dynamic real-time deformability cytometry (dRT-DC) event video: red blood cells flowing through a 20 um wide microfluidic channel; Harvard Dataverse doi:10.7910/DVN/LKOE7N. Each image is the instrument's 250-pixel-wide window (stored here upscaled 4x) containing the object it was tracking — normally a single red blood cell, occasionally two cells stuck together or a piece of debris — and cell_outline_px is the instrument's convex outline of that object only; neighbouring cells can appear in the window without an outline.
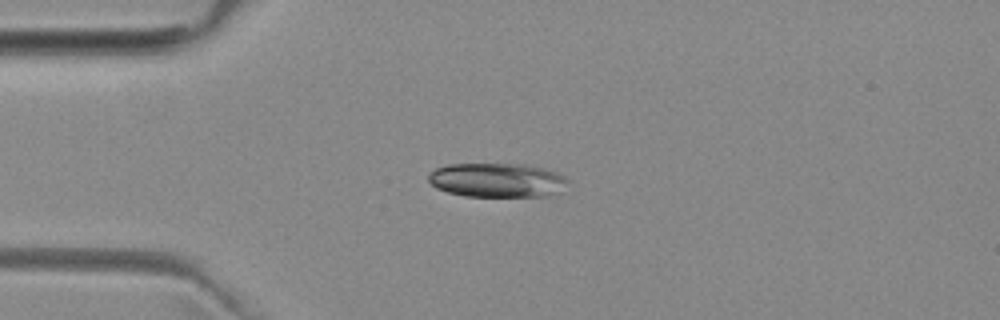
{"species": "common noctule bat (a hibernating species)", "species_latin": "Nyctalus noctula", "temperature_condition": "room temperature", "stored_images_in_passage": 4, "camera_frame_rate_fps": 3000, "um_per_image_px": 0.085, "animal": {"sex": "female", "body_mass_g": 29.2, "forearm_length_mm": 56.3}, "frame": {"image": 1, "passage_image": 3, "time_ms": 2.333, "image_size_px": [1000, 320], "cell_outline_px": [[568, 180], [560, 192], [548, 196], [464, 196], [448, 192], [436, 188], [428, 180], [428, 176], [436, 168], [448, 164], [524, 164], [544, 168], [556, 172], [564, 176]], "centroid_in_image_um": [42.26, 15.31], "position_along_channel_um": 42.7, "area_um2": 27.74}}
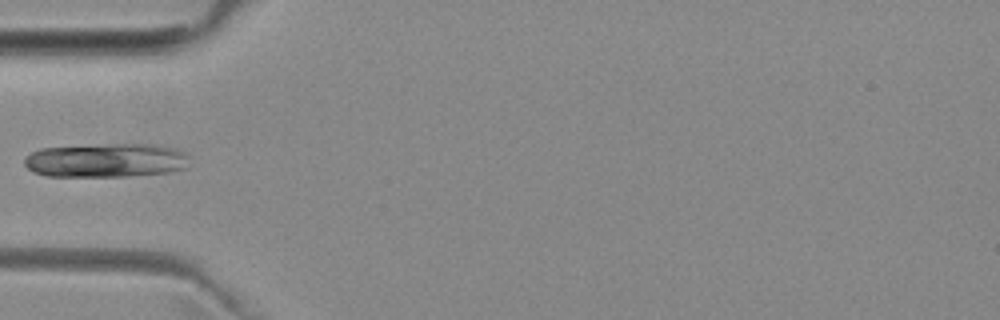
{"frame": {"image": 2, "passage_image": 4, "time_ms": 3.667, "image_size_px": [1000, 320], "cell_outline_px": [[188, 168], [168, 172], [128, 176], [44, 176], [32, 172], [24, 164], [24, 156], [40, 148], [108, 144], [156, 144], [176, 148], [184, 152], [188, 156]], "centroid_in_image_um": [9.02, 13.62], "position_along_channel_um": 76.0, "area_um2": 33.0}}